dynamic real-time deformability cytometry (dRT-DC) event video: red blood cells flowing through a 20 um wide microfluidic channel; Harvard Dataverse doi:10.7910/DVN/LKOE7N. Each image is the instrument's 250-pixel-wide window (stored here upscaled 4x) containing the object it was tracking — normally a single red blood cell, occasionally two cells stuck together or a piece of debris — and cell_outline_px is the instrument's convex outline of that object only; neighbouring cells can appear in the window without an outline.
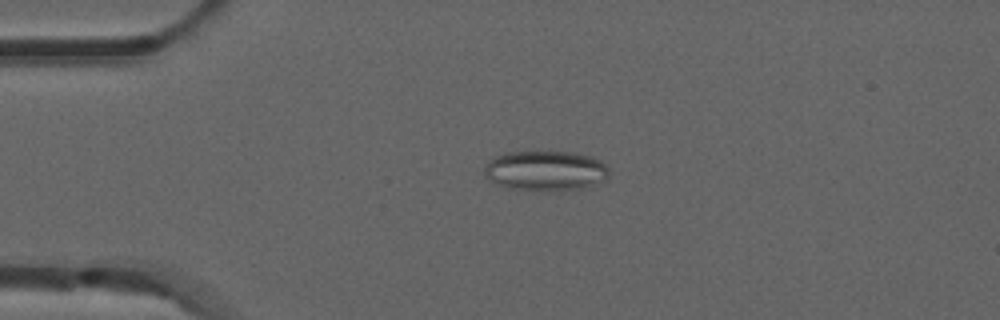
{"species": "common noctule bat (a hibernating species)", "species_latin": "Nyctalus noctula", "temperature_condition": "room temperature", "stored_images_in_passage": 35, "camera_frame_rate_fps": 3000, "um_per_image_px": 0.085, "animal": {"sex": "male", "forearm_length_mm": 52.5}, "frame": {"image": 1, "passage_image": 2, "time_ms": 0.333, "image_size_px": [1000, 320], "cell_outline_px": [[608, 180], [584, 188], [556, 192], [536, 192], [508, 188], [488, 180], [484, 176], [484, 168], [488, 160], [504, 152], [572, 152], [592, 156], [600, 160], [608, 168]], "centroid_in_image_um": [46.37, 14.54], "position_along_channel_um": 38.6, "area_um2": 29.94}}
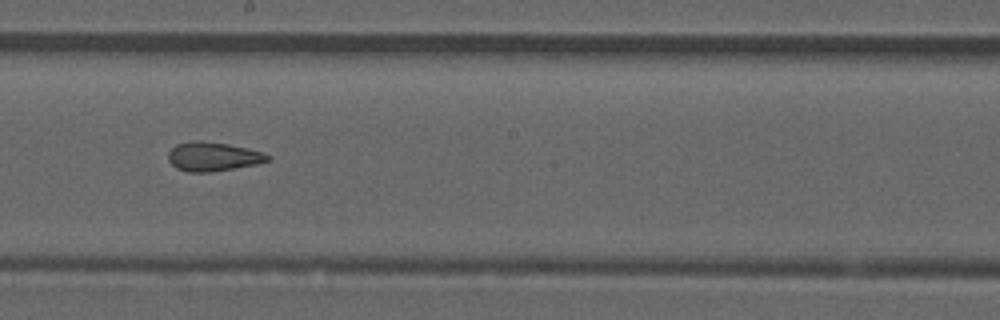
{"frame": {"image": 2, "passage_image": 19, "time_ms": 6.0, "image_size_px": [1000, 320], "cell_outline_px": [[272, 160], [256, 164], [212, 172], [188, 172], [176, 168], [168, 160], [168, 152], [176, 144], [192, 140], [200, 140], [228, 144], [264, 152], [272, 156]], "centroid_in_image_um": [18.12, 13.3], "position_along_channel_um": 230.1, "area_um2": 16.99}}
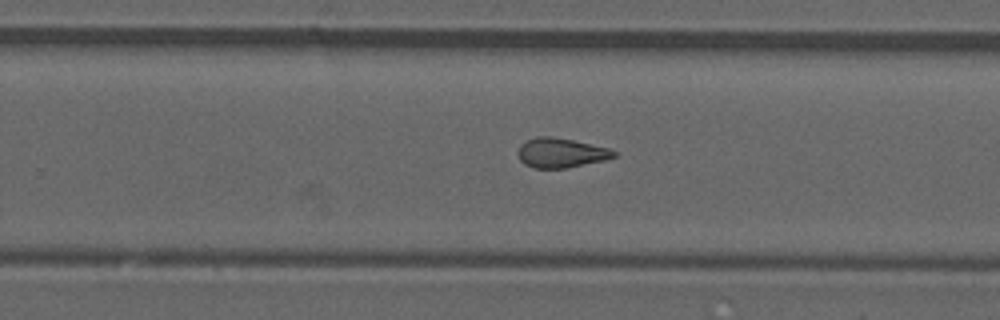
{"frame": {"image": 3, "passage_image": 23, "time_ms": 7.333, "image_size_px": [1000, 320], "cell_outline_px": [[616, 156], [604, 160], [568, 168], [532, 168], [524, 164], [520, 160], [520, 144], [536, 136], [552, 136], [572, 140], [608, 148], [616, 152]], "centroid_in_image_um": [47.68, 13.0], "position_along_channel_um": 282.1, "area_um2": 16.36}, "authors_computed_cell_mechanics": {"area_um2": 16.7042, "velocity_mm_per_s": 3.9224, "shape_relaxation_time_tau1_ms": null, "shape_relaxation_time_tau2_ms": 2.5105, "deformation_change_tau1": null, "deformation_change_tau2": 0.1165}}